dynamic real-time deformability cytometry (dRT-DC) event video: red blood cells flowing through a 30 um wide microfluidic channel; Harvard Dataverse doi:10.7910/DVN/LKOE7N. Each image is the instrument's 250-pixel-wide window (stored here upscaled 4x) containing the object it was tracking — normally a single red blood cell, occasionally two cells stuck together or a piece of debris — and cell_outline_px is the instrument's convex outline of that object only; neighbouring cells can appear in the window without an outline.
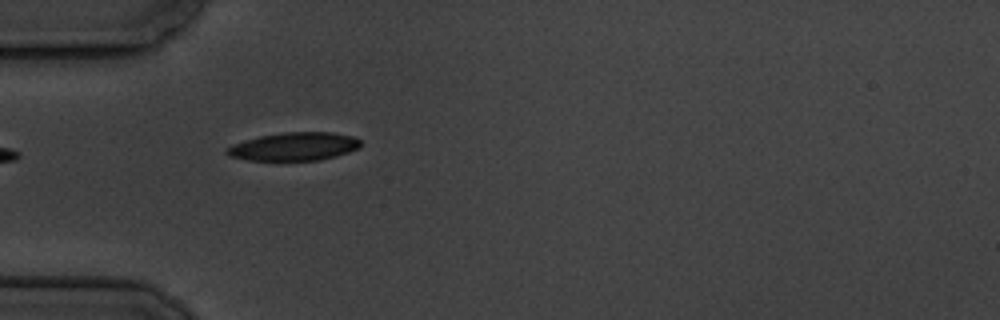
{"species": "common noctule bat (a hibernating species)", "species_latin": "Nyctalus noctula", "temperature_condition": "cold", "stored_images_in_passage": 6, "camera_frame_rate_fps": 3000, "um_per_image_px": 0.085, "animal": {"sex": "male", "body_mass_g": 19.5, "forearm_length_mm": 54.6}, "frame": {"image": 1, "passage_image": 5, "time_ms": 5.667, "image_size_px": [1000, 320], "cell_outline_px": [[360, 148], [336, 156], [320, 160], [248, 160], [232, 156], [224, 152], [224, 148], [232, 144], [244, 140], [260, 136], [284, 132], [332, 132], [352, 136], [360, 140]], "centroid_in_image_um": [24.99, 12.45], "position_along_channel_um": 60.0, "area_um2": 21.96}}